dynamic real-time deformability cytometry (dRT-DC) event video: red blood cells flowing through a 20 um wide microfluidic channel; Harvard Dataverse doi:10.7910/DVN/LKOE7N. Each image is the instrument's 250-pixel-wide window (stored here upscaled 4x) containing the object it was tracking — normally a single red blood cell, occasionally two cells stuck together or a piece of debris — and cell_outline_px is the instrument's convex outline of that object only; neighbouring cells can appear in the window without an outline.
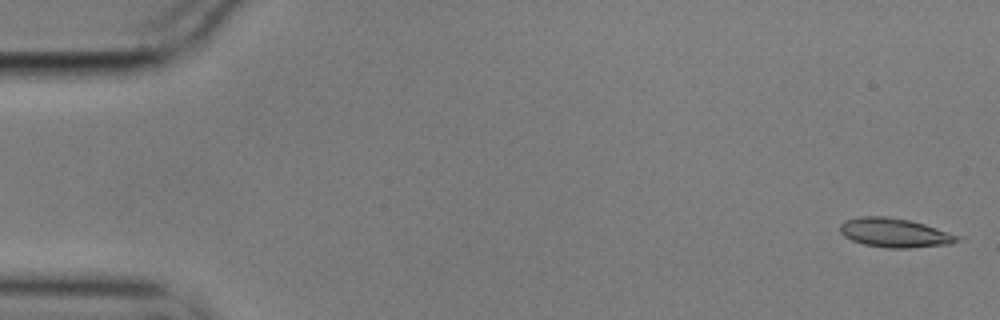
{"species": "common noctule bat (a hibernating species)", "species_latin": "Nyctalus noctula", "temperature_condition": "cold", "stored_images_in_passage": 20, "camera_frame_rate_fps": 3000, "um_per_image_px": 0.085, "animal": {"sex": "male", "body_mass_g": 17.9}, "frame": {"image": 1, "passage_image": 1, "time_ms": 0.0, "image_size_px": [1000, 320], "cell_outline_px": [[964, 236], [960, 240], [952, 244], [908, 248], [888, 248], [864, 244], [852, 240], [844, 236], [840, 232], [840, 224], [844, 220], [860, 216], [888, 216], [908, 220], [924, 224]], "centroid_in_image_um": [76.09, 19.78], "position_along_channel_um": 8.9, "area_um2": 20.11}}
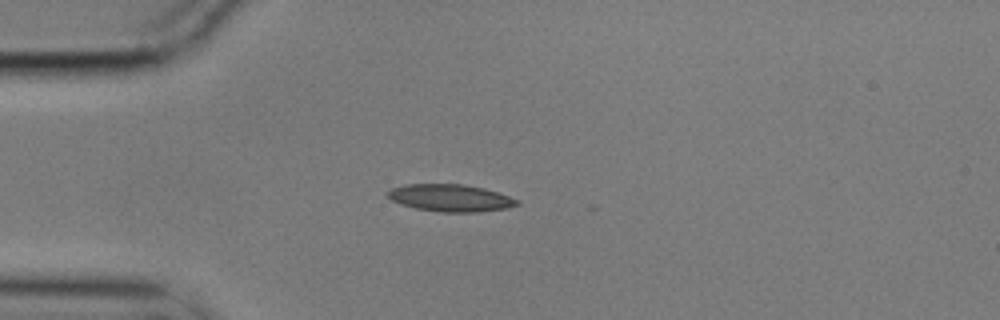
{"frame": {"image": 2, "passage_image": 14, "time_ms": 4.333, "image_size_px": [1000, 320], "cell_outline_px": [[520, 204], [508, 208], [476, 212], [440, 212], [416, 208], [400, 204], [392, 200], [388, 196], [388, 192], [392, 188], [404, 184], [464, 184], [484, 188], [520, 200]], "centroid_in_image_um": [38.3, 16.82], "position_along_channel_um": 46.7, "area_um2": 20.46}}
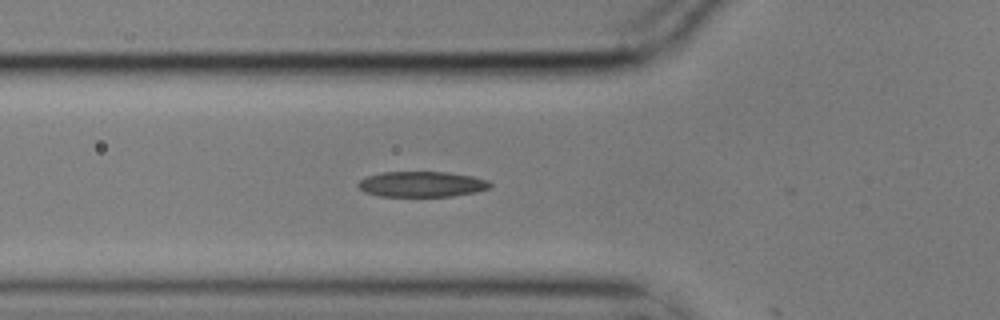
{"frame": {"image": 3, "passage_image": 19, "time_ms": 6.0, "image_size_px": [1000, 320], "cell_outline_px": [[492, 188], [476, 192], [452, 196], [380, 196], [364, 192], [356, 184], [360, 180], [368, 176], [384, 172], [448, 172], [472, 176], [488, 180], [492, 184]], "centroid_in_image_um": [35.89, 15.66], "position_along_channel_um": 89.9, "area_um2": 19.65}}